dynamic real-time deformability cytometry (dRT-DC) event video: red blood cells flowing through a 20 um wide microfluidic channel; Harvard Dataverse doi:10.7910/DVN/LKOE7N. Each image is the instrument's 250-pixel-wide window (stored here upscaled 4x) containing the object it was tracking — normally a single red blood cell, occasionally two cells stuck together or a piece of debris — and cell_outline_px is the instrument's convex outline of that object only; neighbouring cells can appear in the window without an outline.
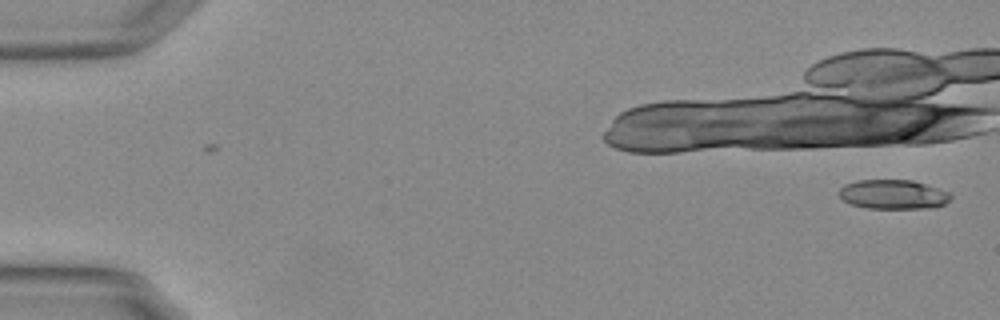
{"species": "Egyptian fruit bat (a non-hibernating species)", "species_latin": "Rousettus aegyptiacus", "temperature_condition": "warm", "stored_images_in_passage": 8, "camera_frame_rate_fps": 3000, "um_per_image_px": 0.085, "animal": {"sex": "female"}, "frame": {"image": 1, "passage_image": 1, "time_ms": 0.0, "image_size_px": [1000, 320], "cell_outline_px": [[952, 196], [944, 204], [936, 208], [868, 208], [852, 204], [844, 200], [840, 196], [840, 188], [844, 184], [856, 180], [912, 180], [952, 192]], "centroid_in_image_um": [75.96, 16.52], "position_along_channel_um": 9.0, "area_um2": 19.13}}